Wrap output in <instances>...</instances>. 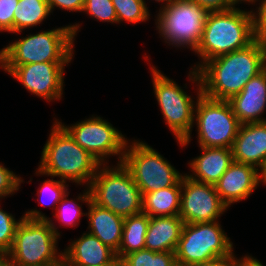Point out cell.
<instances>
[{
    "mask_svg": "<svg viewBox=\"0 0 266 266\" xmlns=\"http://www.w3.org/2000/svg\"><path fill=\"white\" fill-rule=\"evenodd\" d=\"M188 1H191L199 5L207 13L217 12V11H226V10H229L235 7V5H237L233 0H188Z\"/></svg>",
    "mask_w": 266,
    "mask_h": 266,
    "instance_id": "cell-34",
    "label": "cell"
},
{
    "mask_svg": "<svg viewBox=\"0 0 266 266\" xmlns=\"http://www.w3.org/2000/svg\"><path fill=\"white\" fill-rule=\"evenodd\" d=\"M232 260H217L215 262L192 264L189 266H228Z\"/></svg>",
    "mask_w": 266,
    "mask_h": 266,
    "instance_id": "cell-37",
    "label": "cell"
},
{
    "mask_svg": "<svg viewBox=\"0 0 266 266\" xmlns=\"http://www.w3.org/2000/svg\"><path fill=\"white\" fill-rule=\"evenodd\" d=\"M234 266H264L262 263L252 256H243L242 259L236 257L231 262Z\"/></svg>",
    "mask_w": 266,
    "mask_h": 266,
    "instance_id": "cell-36",
    "label": "cell"
},
{
    "mask_svg": "<svg viewBox=\"0 0 266 266\" xmlns=\"http://www.w3.org/2000/svg\"><path fill=\"white\" fill-rule=\"evenodd\" d=\"M255 40L253 13L233 7L226 11L208 12L201 40L194 50L201 63L247 47Z\"/></svg>",
    "mask_w": 266,
    "mask_h": 266,
    "instance_id": "cell-4",
    "label": "cell"
},
{
    "mask_svg": "<svg viewBox=\"0 0 266 266\" xmlns=\"http://www.w3.org/2000/svg\"><path fill=\"white\" fill-rule=\"evenodd\" d=\"M69 192H67L62 200L58 203V207L56 206V214L54 215L59 222L64 224V226H76L80 217L84 214L81 210V206L77 204L72 199L69 200L68 198ZM60 204V205H59Z\"/></svg>",
    "mask_w": 266,
    "mask_h": 266,
    "instance_id": "cell-29",
    "label": "cell"
},
{
    "mask_svg": "<svg viewBox=\"0 0 266 266\" xmlns=\"http://www.w3.org/2000/svg\"><path fill=\"white\" fill-rule=\"evenodd\" d=\"M55 121L43 148L36 174L52 178L57 176L65 182L69 180L89 186L101 164Z\"/></svg>",
    "mask_w": 266,
    "mask_h": 266,
    "instance_id": "cell-2",
    "label": "cell"
},
{
    "mask_svg": "<svg viewBox=\"0 0 266 266\" xmlns=\"http://www.w3.org/2000/svg\"><path fill=\"white\" fill-rule=\"evenodd\" d=\"M22 218L16 221L12 214L0 208V254H7L12 248L17 226Z\"/></svg>",
    "mask_w": 266,
    "mask_h": 266,
    "instance_id": "cell-27",
    "label": "cell"
},
{
    "mask_svg": "<svg viewBox=\"0 0 266 266\" xmlns=\"http://www.w3.org/2000/svg\"><path fill=\"white\" fill-rule=\"evenodd\" d=\"M150 217L141 212L124 218L121 243L116 257L121 261L126 255L145 249V236Z\"/></svg>",
    "mask_w": 266,
    "mask_h": 266,
    "instance_id": "cell-23",
    "label": "cell"
},
{
    "mask_svg": "<svg viewBox=\"0 0 266 266\" xmlns=\"http://www.w3.org/2000/svg\"><path fill=\"white\" fill-rule=\"evenodd\" d=\"M189 73L190 81L198 86L194 121L199 147L232 148L240 123L230 103L203 95L197 70L192 68Z\"/></svg>",
    "mask_w": 266,
    "mask_h": 266,
    "instance_id": "cell-7",
    "label": "cell"
},
{
    "mask_svg": "<svg viewBox=\"0 0 266 266\" xmlns=\"http://www.w3.org/2000/svg\"><path fill=\"white\" fill-rule=\"evenodd\" d=\"M184 224L179 215L150 217L145 236V249L156 252H175Z\"/></svg>",
    "mask_w": 266,
    "mask_h": 266,
    "instance_id": "cell-21",
    "label": "cell"
},
{
    "mask_svg": "<svg viewBox=\"0 0 266 266\" xmlns=\"http://www.w3.org/2000/svg\"><path fill=\"white\" fill-rule=\"evenodd\" d=\"M0 266H16L7 254H0Z\"/></svg>",
    "mask_w": 266,
    "mask_h": 266,
    "instance_id": "cell-38",
    "label": "cell"
},
{
    "mask_svg": "<svg viewBox=\"0 0 266 266\" xmlns=\"http://www.w3.org/2000/svg\"><path fill=\"white\" fill-rule=\"evenodd\" d=\"M102 266H121V265H102Z\"/></svg>",
    "mask_w": 266,
    "mask_h": 266,
    "instance_id": "cell-42",
    "label": "cell"
},
{
    "mask_svg": "<svg viewBox=\"0 0 266 266\" xmlns=\"http://www.w3.org/2000/svg\"><path fill=\"white\" fill-rule=\"evenodd\" d=\"M233 243L218 221L185 223L175 250L178 266L233 260Z\"/></svg>",
    "mask_w": 266,
    "mask_h": 266,
    "instance_id": "cell-8",
    "label": "cell"
},
{
    "mask_svg": "<svg viewBox=\"0 0 266 266\" xmlns=\"http://www.w3.org/2000/svg\"><path fill=\"white\" fill-rule=\"evenodd\" d=\"M50 13L47 0H19L13 15V33L41 24Z\"/></svg>",
    "mask_w": 266,
    "mask_h": 266,
    "instance_id": "cell-24",
    "label": "cell"
},
{
    "mask_svg": "<svg viewBox=\"0 0 266 266\" xmlns=\"http://www.w3.org/2000/svg\"><path fill=\"white\" fill-rule=\"evenodd\" d=\"M232 154L233 161L253 165L261 172L266 166V121L240 124Z\"/></svg>",
    "mask_w": 266,
    "mask_h": 266,
    "instance_id": "cell-16",
    "label": "cell"
},
{
    "mask_svg": "<svg viewBox=\"0 0 266 266\" xmlns=\"http://www.w3.org/2000/svg\"><path fill=\"white\" fill-rule=\"evenodd\" d=\"M57 228L42 212H26L7 255L16 266H63V252L57 251Z\"/></svg>",
    "mask_w": 266,
    "mask_h": 266,
    "instance_id": "cell-3",
    "label": "cell"
},
{
    "mask_svg": "<svg viewBox=\"0 0 266 266\" xmlns=\"http://www.w3.org/2000/svg\"><path fill=\"white\" fill-rule=\"evenodd\" d=\"M79 24L19 38L0 50V67L44 62H71Z\"/></svg>",
    "mask_w": 266,
    "mask_h": 266,
    "instance_id": "cell-5",
    "label": "cell"
},
{
    "mask_svg": "<svg viewBox=\"0 0 266 266\" xmlns=\"http://www.w3.org/2000/svg\"><path fill=\"white\" fill-rule=\"evenodd\" d=\"M202 155L190 161L192 180L215 185L233 162L232 148L200 147Z\"/></svg>",
    "mask_w": 266,
    "mask_h": 266,
    "instance_id": "cell-20",
    "label": "cell"
},
{
    "mask_svg": "<svg viewBox=\"0 0 266 266\" xmlns=\"http://www.w3.org/2000/svg\"><path fill=\"white\" fill-rule=\"evenodd\" d=\"M228 102L240 124L266 121L261 117L266 109V68L250 79L242 91Z\"/></svg>",
    "mask_w": 266,
    "mask_h": 266,
    "instance_id": "cell-18",
    "label": "cell"
},
{
    "mask_svg": "<svg viewBox=\"0 0 266 266\" xmlns=\"http://www.w3.org/2000/svg\"><path fill=\"white\" fill-rule=\"evenodd\" d=\"M155 1H157V2H161V1H162V2H165V1H166V2H165L166 4L163 5L162 7H160V9H161V8H164V6H166L168 3L172 2L173 0H155Z\"/></svg>",
    "mask_w": 266,
    "mask_h": 266,
    "instance_id": "cell-41",
    "label": "cell"
},
{
    "mask_svg": "<svg viewBox=\"0 0 266 266\" xmlns=\"http://www.w3.org/2000/svg\"><path fill=\"white\" fill-rule=\"evenodd\" d=\"M121 266H178L175 252H156L142 249L126 255Z\"/></svg>",
    "mask_w": 266,
    "mask_h": 266,
    "instance_id": "cell-25",
    "label": "cell"
},
{
    "mask_svg": "<svg viewBox=\"0 0 266 266\" xmlns=\"http://www.w3.org/2000/svg\"><path fill=\"white\" fill-rule=\"evenodd\" d=\"M266 68V45L254 40L247 47L204 62L198 69L202 94L229 100Z\"/></svg>",
    "mask_w": 266,
    "mask_h": 266,
    "instance_id": "cell-1",
    "label": "cell"
},
{
    "mask_svg": "<svg viewBox=\"0 0 266 266\" xmlns=\"http://www.w3.org/2000/svg\"><path fill=\"white\" fill-rule=\"evenodd\" d=\"M255 166L233 161L214 185L221 200L229 207L245 200L261 184V172Z\"/></svg>",
    "mask_w": 266,
    "mask_h": 266,
    "instance_id": "cell-15",
    "label": "cell"
},
{
    "mask_svg": "<svg viewBox=\"0 0 266 266\" xmlns=\"http://www.w3.org/2000/svg\"><path fill=\"white\" fill-rule=\"evenodd\" d=\"M70 62H44L1 67L32 94L47 101L60 100L63 94L65 65Z\"/></svg>",
    "mask_w": 266,
    "mask_h": 266,
    "instance_id": "cell-14",
    "label": "cell"
},
{
    "mask_svg": "<svg viewBox=\"0 0 266 266\" xmlns=\"http://www.w3.org/2000/svg\"><path fill=\"white\" fill-rule=\"evenodd\" d=\"M122 163L142 195L175 186L183 176L160 153L139 140H134L130 146L127 141Z\"/></svg>",
    "mask_w": 266,
    "mask_h": 266,
    "instance_id": "cell-9",
    "label": "cell"
},
{
    "mask_svg": "<svg viewBox=\"0 0 266 266\" xmlns=\"http://www.w3.org/2000/svg\"><path fill=\"white\" fill-rule=\"evenodd\" d=\"M79 200L89 206L86 216L89 219L88 229L91 230L88 233L96 236L117 254L122 238L124 218L93 203L89 187L83 195L78 197Z\"/></svg>",
    "mask_w": 266,
    "mask_h": 266,
    "instance_id": "cell-19",
    "label": "cell"
},
{
    "mask_svg": "<svg viewBox=\"0 0 266 266\" xmlns=\"http://www.w3.org/2000/svg\"><path fill=\"white\" fill-rule=\"evenodd\" d=\"M236 4H238L239 2L242 3L243 2H249V3H255V0H233Z\"/></svg>",
    "mask_w": 266,
    "mask_h": 266,
    "instance_id": "cell-40",
    "label": "cell"
},
{
    "mask_svg": "<svg viewBox=\"0 0 266 266\" xmlns=\"http://www.w3.org/2000/svg\"><path fill=\"white\" fill-rule=\"evenodd\" d=\"M82 12L99 21L118 23L112 0H85Z\"/></svg>",
    "mask_w": 266,
    "mask_h": 266,
    "instance_id": "cell-28",
    "label": "cell"
},
{
    "mask_svg": "<svg viewBox=\"0 0 266 266\" xmlns=\"http://www.w3.org/2000/svg\"><path fill=\"white\" fill-rule=\"evenodd\" d=\"M50 12H53L54 7L65 9L72 12H82L85 0H47Z\"/></svg>",
    "mask_w": 266,
    "mask_h": 266,
    "instance_id": "cell-35",
    "label": "cell"
},
{
    "mask_svg": "<svg viewBox=\"0 0 266 266\" xmlns=\"http://www.w3.org/2000/svg\"><path fill=\"white\" fill-rule=\"evenodd\" d=\"M153 89L163 117L181 146L191 141L195 105L191 95L156 67H151Z\"/></svg>",
    "mask_w": 266,
    "mask_h": 266,
    "instance_id": "cell-10",
    "label": "cell"
},
{
    "mask_svg": "<svg viewBox=\"0 0 266 266\" xmlns=\"http://www.w3.org/2000/svg\"><path fill=\"white\" fill-rule=\"evenodd\" d=\"M261 182H263V184H266V166H265V168L261 171Z\"/></svg>",
    "mask_w": 266,
    "mask_h": 266,
    "instance_id": "cell-39",
    "label": "cell"
},
{
    "mask_svg": "<svg viewBox=\"0 0 266 266\" xmlns=\"http://www.w3.org/2000/svg\"><path fill=\"white\" fill-rule=\"evenodd\" d=\"M68 186L66 185L65 181L62 180H53V179H48L45 180L42 184L40 189H38V197L44 198L47 196V204L44 203L45 200L38 202L40 205L43 206H51L54 205V209L56 208L55 206L58 205V203L62 200L63 196L68 192Z\"/></svg>",
    "mask_w": 266,
    "mask_h": 266,
    "instance_id": "cell-30",
    "label": "cell"
},
{
    "mask_svg": "<svg viewBox=\"0 0 266 266\" xmlns=\"http://www.w3.org/2000/svg\"><path fill=\"white\" fill-rule=\"evenodd\" d=\"M74 138L75 142L89 152L100 164L105 165V158L120 155L122 163L128 140L112 124L99 116L66 126L58 121Z\"/></svg>",
    "mask_w": 266,
    "mask_h": 266,
    "instance_id": "cell-12",
    "label": "cell"
},
{
    "mask_svg": "<svg viewBox=\"0 0 266 266\" xmlns=\"http://www.w3.org/2000/svg\"><path fill=\"white\" fill-rule=\"evenodd\" d=\"M206 15L202 7L191 1L173 0L159 9L156 28L169 45L187 46L194 51L201 40Z\"/></svg>",
    "mask_w": 266,
    "mask_h": 266,
    "instance_id": "cell-11",
    "label": "cell"
},
{
    "mask_svg": "<svg viewBox=\"0 0 266 266\" xmlns=\"http://www.w3.org/2000/svg\"><path fill=\"white\" fill-rule=\"evenodd\" d=\"M258 11L253 12L254 37L266 45V0H260ZM257 13V14H255Z\"/></svg>",
    "mask_w": 266,
    "mask_h": 266,
    "instance_id": "cell-33",
    "label": "cell"
},
{
    "mask_svg": "<svg viewBox=\"0 0 266 266\" xmlns=\"http://www.w3.org/2000/svg\"><path fill=\"white\" fill-rule=\"evenodd\" d=\"M121 265L116 253L96 236L83 233L63 252V266Z\"/></svg>",
    "mask_w": 266,
    "mask_h": 266,
    "instance_id": "cell-17",
    "label": "cell"
},
{
    "mask_svg": "<svg viewBox=\"0 0 266 266\" xmlns=\"http://www.w3.org/2000/svg\"><path fill=\"white\" fill-rule=\"evenodd\" d=\"M181 180L171 187L145 193L143 210L149 217L177 216L180 213Z\"/></svg>",
    "mask_w": 266,
    "mask_h": 266,
    "instance_id": "cell-22",
    "label": "cell"
},
{
    "mask_svg": "<svg viewBox=\"0 0 266 266\" xmlns=\"http://www.w3.org/2000/svg\"><path fill=\"white\" fill-rule=\"evenodd\" d=\"M21 182L23 180L20 176L15 175L13 171H10L0 163V198L18 191Z\"/></svg>",
    "mask_w": 266,
    "mask_h": 266,
    "instance_id": "cell-31",
    "label": "cell"
},
{
    "mask_svg": "<svg viewBox=\"0 0 266 266\" xmlns=\"http://www.w3.org/2000/svg\"><path fill=\"white\" fill-rule=\"evenodd\" d=\"M117 21L129 23L145 22L149 19V10L145 0H112Z\"/></svg>",
    "mask_w": 266,
    "mask_h": 266,
    "instance_id": "cell-26",
    "label": "cell"
},
{
    "mask_svg": "<svg viewBox=\"0 0 266 266\" xmlns=\"http://www.w3.org/2000/svg\"><path fill=\"white\" fill-rule=\"evenodd\" d=\"M19 0H0V32L13 33L14 10Z\"/></svg>",
    "mask_w": 266,
    "mask_h": 266,
    "instance_id": "cell-32",
    "label": "cell"
},
{
    "mask_svg": "<svg viewBox=\"0 0 266 266\" xmlns=\"http://www.w3.org/2000/svg\"><path fill=\"white\" fill-rule=\"evenodd\" d=\"M229 208L216 192L215 186L181 178L180 213L184 223L213 222Z\"/></svg>",
    "mask_w": 266,
    "mask_h": 266,
    "instance_id": "cell-13",
    "label": "cell"
},
{
    "mask_svg": "<svg viewBox=\"0 0 266 266\" xmlns=\"http://www.w3.org/2000/svg\"><path fill=\"white\" fill-rule=\"evenodd\" d=\"M87 187L93 203L123 218L143 210V195L123 163L113 168L101 164Z\"/></svg>",
    "mask_w": 266,
    "mask_h": 266,
    "instance_id": "cell-6",
    "label": "cell"
}]
</instances>
